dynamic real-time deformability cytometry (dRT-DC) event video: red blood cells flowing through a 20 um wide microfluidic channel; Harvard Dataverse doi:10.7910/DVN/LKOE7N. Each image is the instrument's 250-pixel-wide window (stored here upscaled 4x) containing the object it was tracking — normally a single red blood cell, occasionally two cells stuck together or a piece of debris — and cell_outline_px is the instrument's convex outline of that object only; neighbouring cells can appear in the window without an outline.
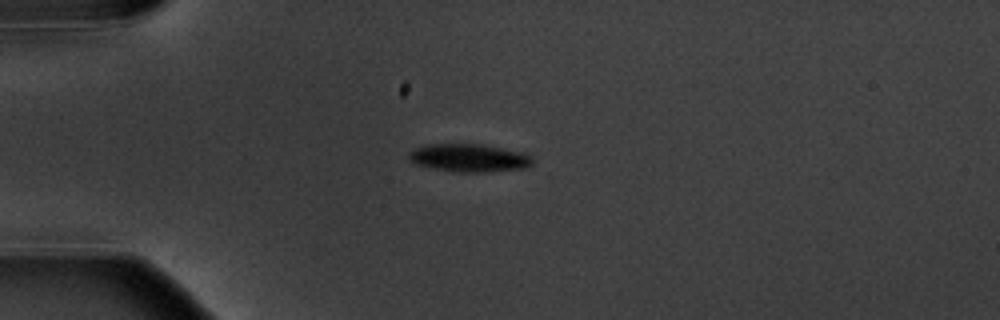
{"species": "common noctule bat (a hibernating species)", "species_latin": "Nyctalus noctula", "temperature_condition": "warm", "stored_images_in_passage": 12, "camera_frame_rate_fps": 3000, "um_per_image_px": 0.085, "animal": {"sex": "male", "body_mass_g": 20.1, "forearm_length_mm": 53.5}, "frame": {"image": 1, "passage_image": 1, "time_ms": 0.0, "image_size_px": [1000, 320], "cell_outline_px": [[536, 160], [532, 164], [524, 168], [480, 172], [456, 172], [432, 168], [416, 164], [408, 156], [408, 152], [416, 148], [428, 144], [480, 144], [528, 152]], "centroid_in_image_um": [39.94, 13.41], "position_along_channel_um": 45.1, "area_um2": 20.29}}
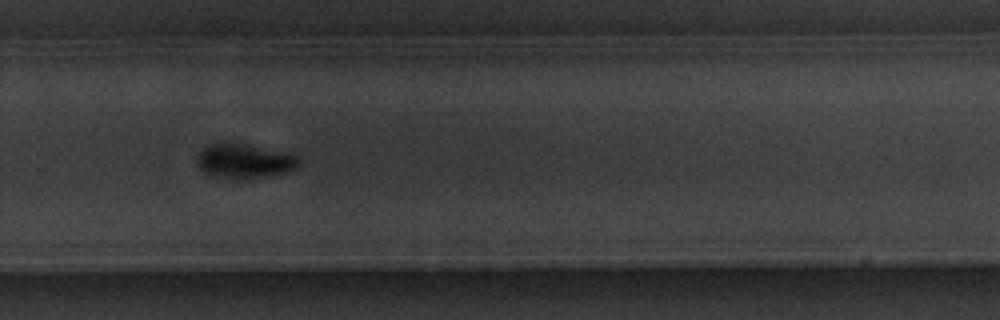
{"frame": {"image": 2, "passage_image": 8, "time_ms": 8.0, "image_size_px": [1000, 320], "cell_outline_px": [[300, 164], [296, 168], [288, 172], [264, 176], [224, 176], [204, 172], [196, 164], [196, 156], [204, 148], [212, 144], [248, 144], [296, 156], [300, 160]], "centroid_in_image_um": [20.78, 13.66], "position_along_channel_um": 309.0, "area_um2": 19.25}}
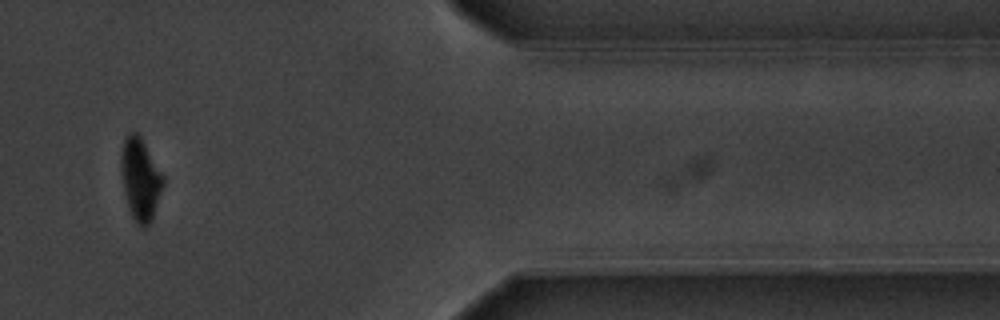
{"frame": {"image": 3, "passage_image": 10, "time_ms": 11.333, "image_size_px": [1000, 320], "cell_outline_px": [[164, 184], [152, 220], [144, 228], [132, 216], [128, 208], [124, 192], [120, 168], [120, 156], [124, 140], [128, 132], [136, 132], [140, 136], [164, 176]], "centroid_in_image_um": [11.92, 15.21], "position_along_channel_um": 399.5, "area_um2": 20.06}, "authors_computed_cell_mechanics": {"area_um2": 20.6057, "velocity_mm_per_s": 3.5983, "shape_relaxation_time_tau1_ms": 1.6654, "shape_relaxation_time_tau2_ms": null, "deformation_change_tau1": 0.1006, "deformation_change_tau2": null}}